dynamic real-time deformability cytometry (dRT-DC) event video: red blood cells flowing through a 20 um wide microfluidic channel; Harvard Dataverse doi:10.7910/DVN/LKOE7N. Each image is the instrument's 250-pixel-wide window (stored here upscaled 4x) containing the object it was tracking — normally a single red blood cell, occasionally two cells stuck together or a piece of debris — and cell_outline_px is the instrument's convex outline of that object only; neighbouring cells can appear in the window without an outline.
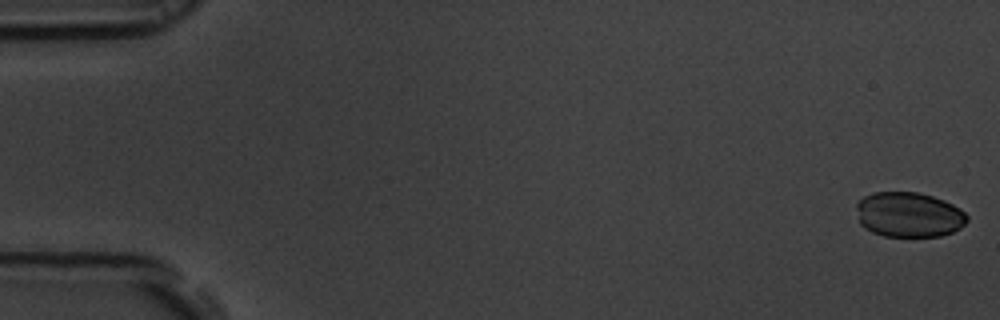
{"species": "common noctule bat (a hibernating species)", "species_latin": "Nyctalus noctula", "temperature_condition": "room temperature", "stored_images_in_passage": 55, "camera_frame_rate_fps": 3000, "um_per_image_px": 0.085, "animal": {"sex": "male", "body_mass_g": 19.5, "forearm_length_mm": 54.6}, "frame": {"image": 1, "passage_image": 1, "time_ms": 0.0, "image_size_px": [1000, 320], "cell_outline_px": [[968, 220], [960, 228], [952, 232], [940, 236], [884, 236], [872, 232], [864, 228], [860, 224], [856, 208], [856, 204], [864, 196], [872, 192], [920, 192], [944, 200], [960, 208], [968, 216]], "centroid_in_image_um": [77.24, 18.24], "position_along_channel_um": 7.8, "area_um2": 29.19}}
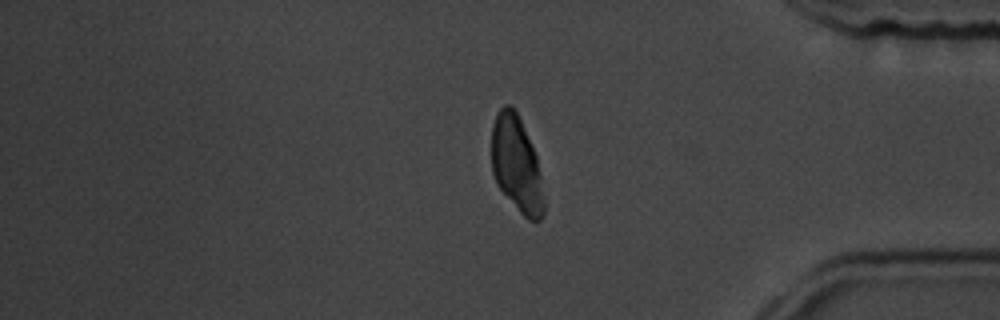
{"frame": {"image": 2, "passage_image": 46, "time_ms": 15.0, "image_size_px": [1000, 320], "cell_outline_px": [[544, 216], [540, 220], [528, 220], [520, 212], [496, 184], [492, 172], [492, 124], [496, 112], [504, 104], [508, 104], [516, 112], [520, 120], [536, 156], [540, 172], [544, 200]], "centroid_in_image_um": [43.89, 13.98], "position_along_channel_um": 391.3, "area_um2": 29.02}}
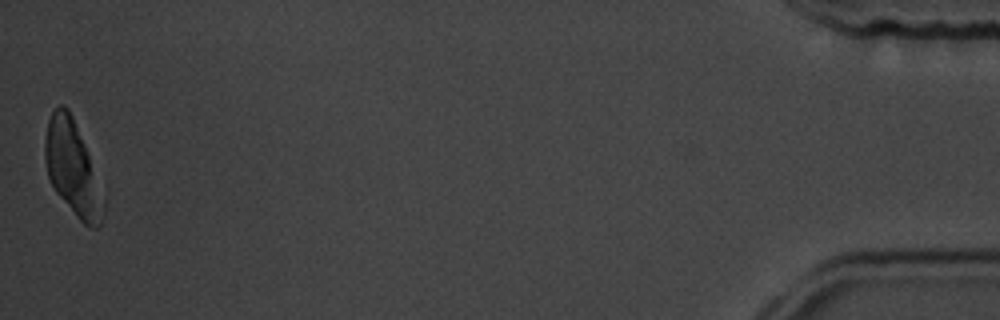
{"frame": {"image": 3, "passage_image": 55, "time_ms": 18.0, "image_size_px": [1000, 320], "cell_outline_px": [[104, 216], [100, 224], [96, 228], [92, 228], [84, 224], [76, 216], [56, 192], [48, 176], [44, 160], [44, 144], [48, 120], [52, 112], [60, 104], [64, 104], [68, 108], [72, 116], [84, 144], [104, 200]], "centroid_in_image_um": [6.13, 14.31], "position_along_channel_um": 429.1, "area_um2": 31.39}}